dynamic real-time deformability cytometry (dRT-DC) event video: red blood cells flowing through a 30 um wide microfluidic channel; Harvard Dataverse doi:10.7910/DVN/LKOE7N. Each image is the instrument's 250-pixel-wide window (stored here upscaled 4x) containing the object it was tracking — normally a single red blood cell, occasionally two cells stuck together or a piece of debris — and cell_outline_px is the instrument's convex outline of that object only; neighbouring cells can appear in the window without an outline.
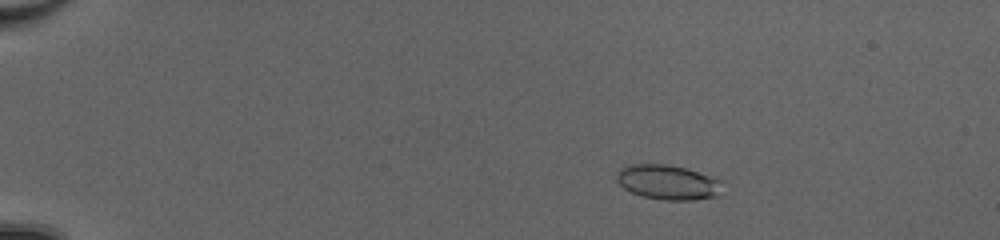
{"species": "common noctule bat (a hibernating species)", "species_latin": "Nyctalus noctula", "temperature_condition": "cold", "stored_images_in_passage": 52, "camera_frame_rate_fps": 3000, "um_per_image_px": 0.085, "animal": {"sex": "female", "body_mass_g": 20.0, "forearm_length_mm": 54.0}, "frame": {"image": 1, "passage_image": 10, "time_ms": 3.0, "image_size_px": [1000, 240], "cell_outline_px": [[720, 196], [692, 200], [664, 200], [640, 196], [624, 188], [616, 180], [616, 176], [620, 168], [632, 164], [668, 164], [684, 168], [720, 180]], "centroid_in_image_um": [56.73, 15.5], "position_along_channel_um": 28.3, "area_um2": 21.21}}
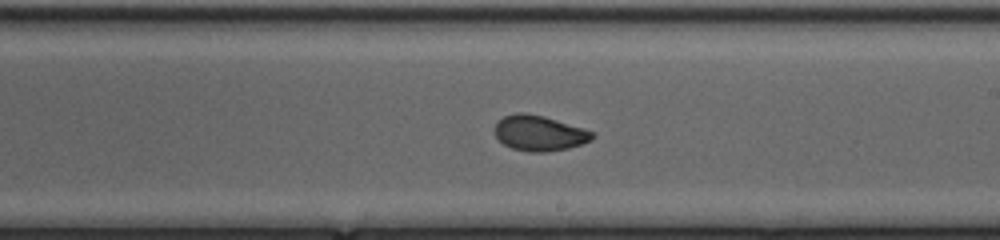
{"frame": {"image": 2, "passage_image": 33, "time_ms": 10.667, "image_size_px": [1000, 240], "cell_outline_px": [[596, 136], [592, 140], [568, 148], [544, 152], [528, 152], [512, 148], [504, 144], [496, 136], [492, 128], [496, 120], [504, 116], [516, 112], [524, 112], [544, 116], [584, 128], [592, 132]], "centroid_in_image_um": [45.8, 11.3], "position_along_channel_um": 243.2, "area_um2": 20.35}}
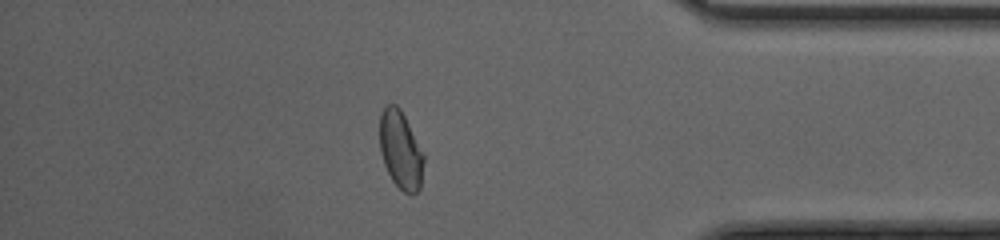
{"frame": {"image": 3, "passage_image": 46, "time_ms": 15.0, "image_size_px": [1000, 240], "cell_outline_px": [[424, 160], [420, 188], [412, 196], [404, 192], [392, 180], [384, 164], [380, 152], [380, 112], [388, 104], [396, 104], [400, 108], [424, 152]], "centroid_in_image_um": [34.06, 12.75], "position_along_channel_um": 401.1, "area_um2": 20.11}, "authors_computed_cell_mechanics": {"area_um2": 20.519, "velocity_mm_per_s": 4.161, "shape_relaxation_time_tau1_ms": 4.7534, "shape_relaxation_time_tau2_ms": 1.1302, "deformation_change_tau1": 0.1444, "deformation_change_tau2": 0.0505}}